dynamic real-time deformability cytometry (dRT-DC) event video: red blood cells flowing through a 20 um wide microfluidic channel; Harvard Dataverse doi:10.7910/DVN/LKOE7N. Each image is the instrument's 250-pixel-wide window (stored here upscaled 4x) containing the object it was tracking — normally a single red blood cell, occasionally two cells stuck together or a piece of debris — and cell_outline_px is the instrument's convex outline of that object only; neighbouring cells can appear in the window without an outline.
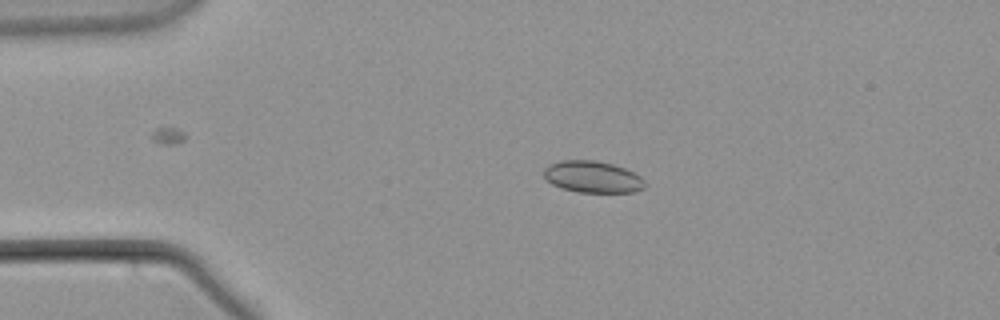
{"species": "common noctule bat (a hibernating species)", "species_latin": "Nyctalus noctula", "temperature_condition": "warm", "stored_images_in_passage": 54, "camera_frame_rate_fps": 3000, "um_per_image_px": 0.085, "animal": {"sex": "male", "body_mass_g": 21.5, "forearm_length_mm": 52.0}, "frame": {"image": 1, "passage_image": 13, "time_ms": 4.0, "image_size_px": [1000, 320], "cell_outline_px": [[644, 188], [632, 192], [580, 192], [564, 188], [552, 184], [544, 176], [544, 168], [548, 164], [560, 160], [596, 160], [612, 164], [624, 168], [640, 176], [644, 180]], "centroid_in_image_um": [50.35, 15.02], "position_along_channel_um": 34.6, "area_um2": 18.5}}
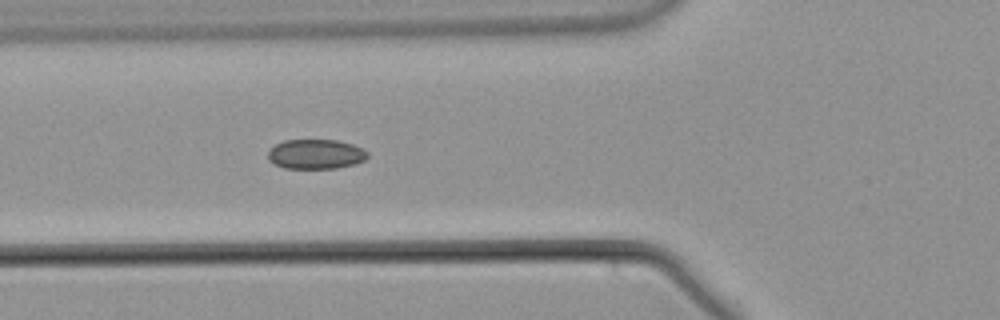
{"frame": {"image": 2, "passage_image": 22, "time_ms": 7.0, "image_size_px": [1000, 320], "cell_outline_px": [[368, 156], [364, 160], [356, 164], [336, 168], [284, 168], [268, 160], [268, 152], [276, 144], [284, 140], [336, 140], [352, 144], [368, 152]], "centroid_in_image_um": [26.84, 13.1], "position_along_channel_um": 99.0, "area_um2": 17.11}}
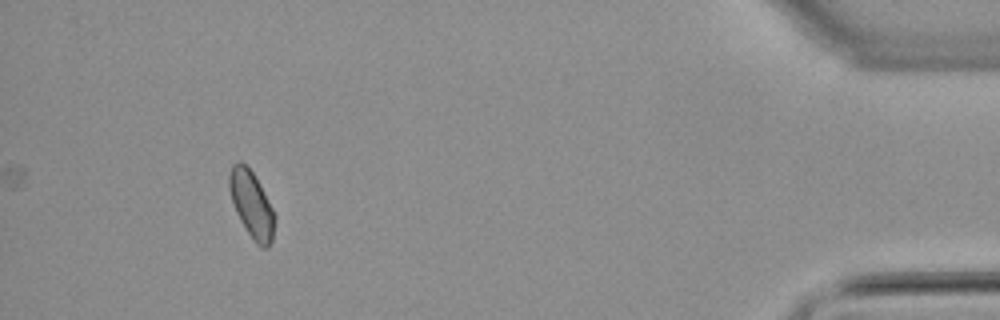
{"frame": {"image": 3, "passage_image": 54, "time_ms": 17.667, "image_size_px": [1000, 320], "cell_outline_px": [[276, 216], [272, 240], [268, 248], [260, 248], [256, 244], [240, 220], [236, 212], [228, 188], [228, 176], [232, 164], [240, 160], [252, 172], [260, 184]], "centroid_in_image_um": [21.38, 17.38], "position_along_channel_um": 413.8, "area_um2": 17.63}}